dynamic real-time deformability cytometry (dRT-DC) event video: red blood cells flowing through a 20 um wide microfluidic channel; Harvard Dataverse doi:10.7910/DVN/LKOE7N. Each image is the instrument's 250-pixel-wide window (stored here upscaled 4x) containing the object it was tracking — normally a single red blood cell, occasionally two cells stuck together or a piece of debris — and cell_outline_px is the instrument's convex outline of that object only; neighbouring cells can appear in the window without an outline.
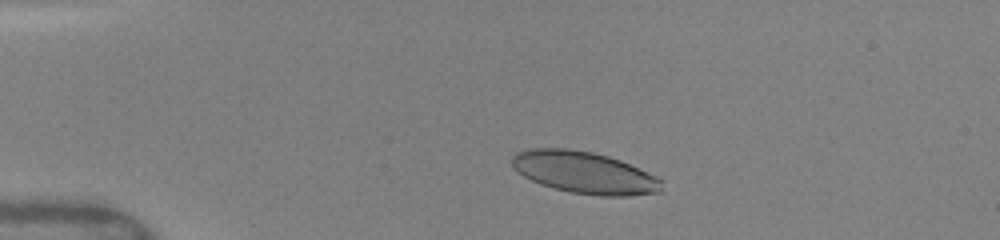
{"species": "human", "species_latin": "Homo sapiens", "temperature_condition": "warm", "stored_images_in_passage": 20, "camera_frame_rate_fps": 3000, "um_per_image_px": 0.085, "donor": {"sex": "female"}, "frame": {"image": 1, "passage_image": 11, "time_ms": 2.0, "image_size_px": [1000, 240], "cell_outline_px": [[664, 180], [660, 192], [628, 196], [600, 196], [572, 192], [540, 184], [516, 172], [512, 168], [512, 156], [516, 152], [528, 148], [568, 148], [592, 152], [608, 156], [620, 160], [656, 176]], "centroid_in_image_um": [49.66, 14.66], "position_along_channel_um": 35.3, "area_um2": 36.65}}